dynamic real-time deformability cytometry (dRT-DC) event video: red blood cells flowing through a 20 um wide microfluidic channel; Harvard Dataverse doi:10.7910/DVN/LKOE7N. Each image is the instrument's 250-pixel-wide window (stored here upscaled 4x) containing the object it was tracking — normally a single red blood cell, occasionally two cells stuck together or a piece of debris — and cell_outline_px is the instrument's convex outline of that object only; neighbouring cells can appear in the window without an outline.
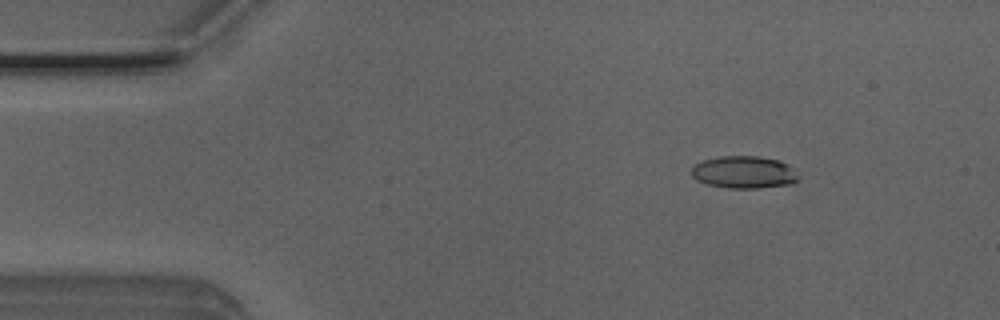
{"species": "Egyptian fruit bat (a non-hibernating species)", "species_latin": "Rousettus aegyptiacus", "temperature_condition": "room temperature", "stored_images_in_passage": 3, "camera_frame_rate_fps": 3000, "um_per_image_px": 0.085, "animal": {"sex": "male"}, "frame": {"image": 1, "passage_image": 1, "time_ms": 0.0, "image_size_px": [1000, 320], "cell_outline_px": [[800, 180], [792, 184], [756, 188], [728, 188], [708, 184], [696, 180], [692, 176], [692, 168], [700, 160], [720, 156], [760, 156], [780, 160], [796, 168], [800, 176]], "centroid_in_image_um": [63.31, 14.63], "position_along_channel_um": 21.7, "area_um2": 20.58}}